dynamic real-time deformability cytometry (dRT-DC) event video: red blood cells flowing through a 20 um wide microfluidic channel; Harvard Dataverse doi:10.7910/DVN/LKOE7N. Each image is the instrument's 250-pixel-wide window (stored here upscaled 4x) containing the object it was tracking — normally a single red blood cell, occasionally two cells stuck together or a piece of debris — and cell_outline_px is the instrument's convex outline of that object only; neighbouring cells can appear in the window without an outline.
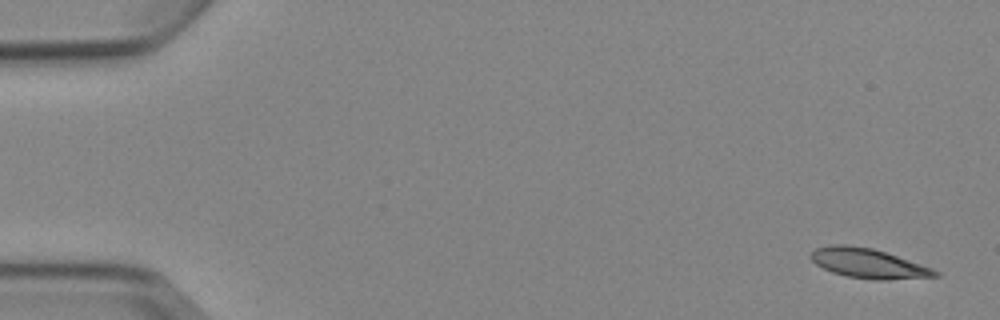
{"species": "Egyptian fruit bat (a non-hibernating species)", "species_latin": "Rousettus aegyptiacus", "temperature_condition": "cold", "stored_images_in_passage": 5, "camera_frame_rate_fps": 3000, "um_per_image_px": 0.085, "animal": {"sex": "female"}, "frame": {"image": 1, "passage_image": 1, "time_ms": 0.0, "image_size_px": [1000, 320], "cell_outline_px": [[940, 276], [888, 280], [876, 280], [848, 276], [832, 272], [816, 264], [808, 256], [816, 248], [828, 244], [844, 244], [872, 248], [932, 268], [940, 272]], "centroid_in_image_um": [73.78, 22.38], "position_along_channel_um": 11.2, "area_um2": 21.33}}
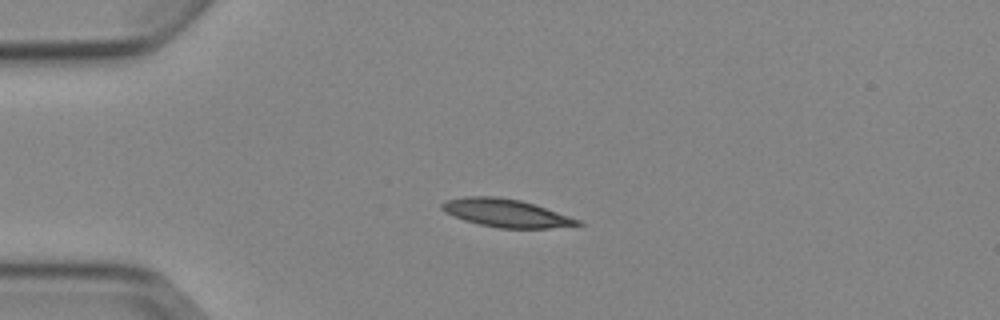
{"frame": {"image": 2, "passage_image": 4, "time_ms": 3.667, "image_size_px": [1000, 320], "cell_outline_px": [[584, 224], [548, 228], [496, 228], [464, 220], [440, 208], [440, 204], [448, 200], [464, 196], [496, 196], [520, 200], [580, 220]], "centroid_in_image_um": [42.99, 18.11], "position_along_channel_um": 42.0, "area_um2": 21.68}}